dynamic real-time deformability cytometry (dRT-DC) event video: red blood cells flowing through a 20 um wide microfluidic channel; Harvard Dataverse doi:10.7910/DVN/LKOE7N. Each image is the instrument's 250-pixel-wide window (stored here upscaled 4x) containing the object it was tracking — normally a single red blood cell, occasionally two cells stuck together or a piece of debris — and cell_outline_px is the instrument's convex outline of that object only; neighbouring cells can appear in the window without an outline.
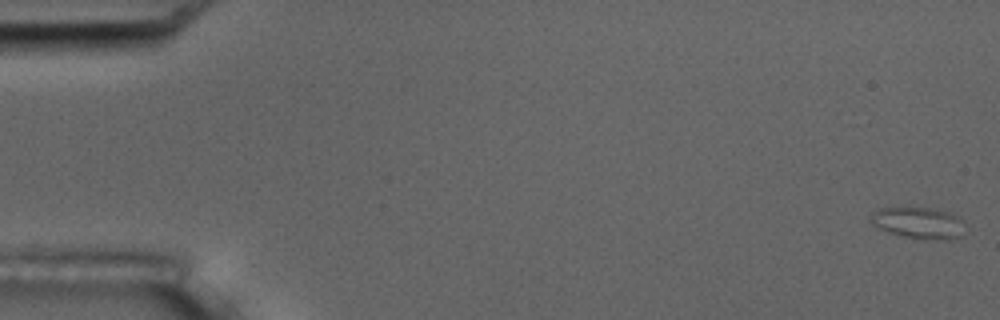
{"species": "common noctule bat (a hibernating species)", "species_latin": "Nyctalus noctula", "temperature_condition": "room temperature", "stored_images_in_passage": 9, "camera_frame_rate_fps": 3000, "um_per_image_px": 0.085, "animal": {"sex": "male", "body_mass_g": 17.5, "forearm_length_mm": 52.3}, "frame": {"image": 1, "passage_image": 1, "time_ms": 0.0, "image_size_px": [1000, 320], "cell_outline_px": [[964, 220], [960, 236], [944, 240], [904, 236], [888, 232], [872, 224], [868, 220], [872, 212], [876, 208], [908, 204], [952, 212]], "centroid_in_image_um": [78.0, 18.86], "position_along_channel_um": 7.0, "area_um2": 17.92}}
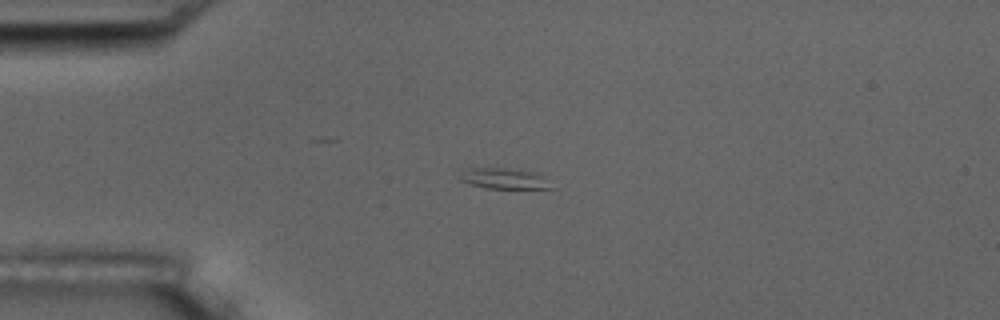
{"frame": {"image": 2, "passage_image": 4, "time_ms": 4.333, "image_size_px": [1000, 320], "cell_outline_px": [[556, 188], [484, 188], [468, 184], [460, 180], [460, 176], [472, 168], [496, 164], [536, 172]], "centroid_in_image_um": [42.84, 15.12], "position_along_channel_um": 42.2, "area_um2": 11.56}}